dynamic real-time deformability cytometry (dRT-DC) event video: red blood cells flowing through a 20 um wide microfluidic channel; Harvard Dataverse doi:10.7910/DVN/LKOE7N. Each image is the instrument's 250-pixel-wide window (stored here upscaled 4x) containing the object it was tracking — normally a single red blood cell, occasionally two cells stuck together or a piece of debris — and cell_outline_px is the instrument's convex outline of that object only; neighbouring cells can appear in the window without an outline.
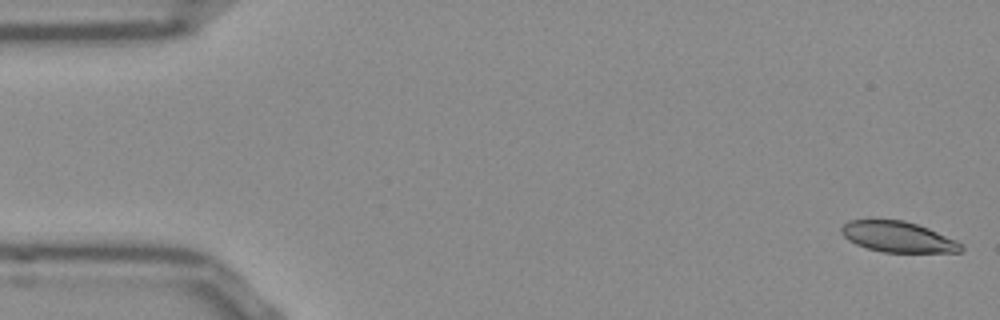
{"species": "Egyptian fruit bat (a non-hibernating species)", "species_latin": "Rousettus aegyptiacus", "temperature_condition": "room temperature", "stored_images_in_passage": 52, "camera_frame_rate_fps": 3000, "um_per_image_px": 0.085, "frame": {"image": 1, "passage_image": 1, "time_ms": 0.0, "image_size_px": [1000, 320], "cell_outline_px": [[964, 248], [960, 252], [884, 252], [868, 248], [856, 244], [848, 240], [840, 232], [840, 228], [848, 220], [904, 220], [928, 228], [956, 240]], "centroid_in_image_um": [76.3, 20.13], "position_along_channel_um": 8.7, "area_um2": 21.21}}
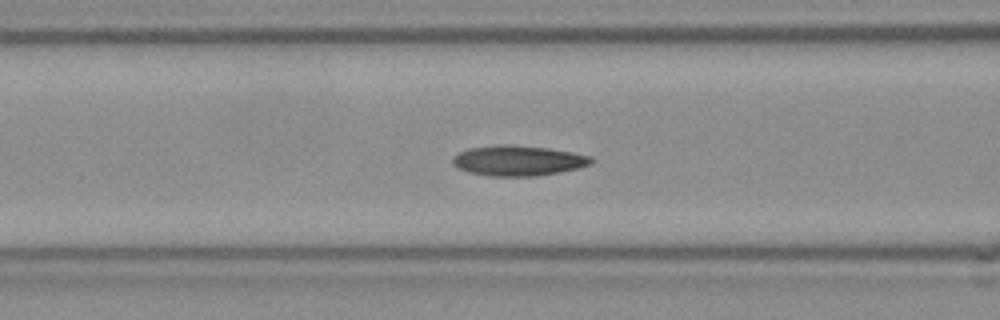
{"frame": {"image": 2, "passage_image": 20, "time_ms": 6.333, "image_size_px": [1000, 320], "cell_outline_px": [[596, 160], [592, 164], [580, 168], [560, 172], [536, 176], [492, 176], [468, 172], [456, 168], [452, 164], [452, 156], [468, 148], [504, 144], [508, 144], [548, 148], [572, 152], [592, 156]], "centroid_in_image_um": [44.06, 13.65], "position_along_channel_um": 122.5, "area_um2": 24.74}}
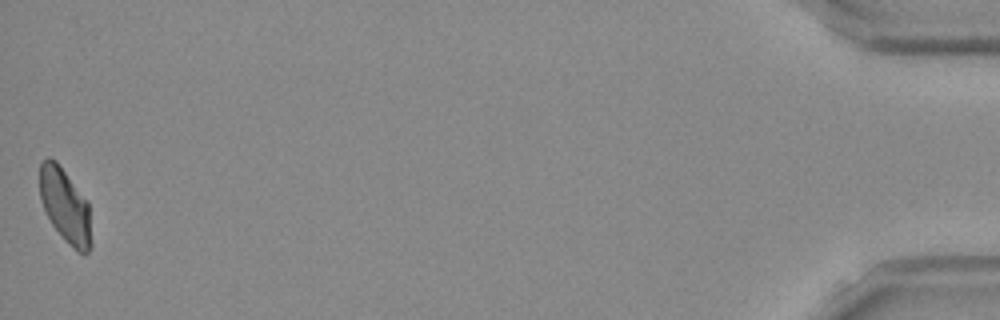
{"frame": {"image": 3, "passage_image": 52, "time_ms": 17.0, "image_size_px": [1000, 320], "cell_outline_px": [[92, 248], [84, 256], [64, 240], [52, 224], [40, 200], [40, 164], [48, 156], [56, 160], [88, 200], [92, 244]], "centroid_in_image_um": [5.57, 17.5], "position_along_channel_um": 429.6, "area_um2": 22.48}, "authors_computed_cell_mechanics": {"area_um2": 23.12, "velocity_mm_per_s": 3.8317, "shape_relaxation_time_tau1_ms": 10.3639, "shape_relaxation_time_tau2_ms": 4.7856, "deformation_change_tau1": 0.2155, "deformation_change_tau2": 0.0819}}